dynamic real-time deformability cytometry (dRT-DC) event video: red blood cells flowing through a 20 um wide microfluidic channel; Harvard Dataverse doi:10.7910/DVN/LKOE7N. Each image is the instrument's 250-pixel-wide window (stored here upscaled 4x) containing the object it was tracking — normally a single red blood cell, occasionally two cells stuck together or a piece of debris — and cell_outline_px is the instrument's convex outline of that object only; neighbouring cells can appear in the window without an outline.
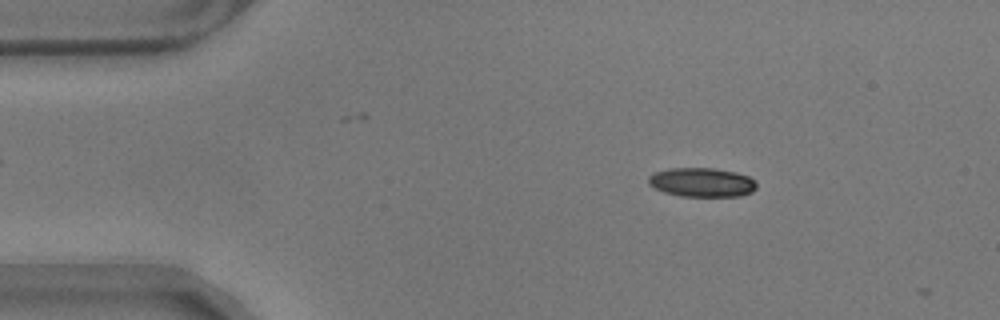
{"species": "common noctule bat (a hibernating species)", "species_latin": "Nyctalus noctula", "temperature_condition": "warm", "stored_images_in_passage": 6, "camera_frame_rate_fps": 3000, "um_per_image_px": 0.085, "animal": {"sex": "male", "body_mass_g": 17.9}, "frame": {"image": 1, "passage_image": 1, "time_ms": 0.0, "image_size_px": [1000, 320], "cell_outline_px": [[756, 188], [752, 192], [740, 196], [680, 196], [664, 192], [648, 184], [648, 176], [652, 172], [668, 168], [712, 168], [736, 172], [748, 176], [756, 180]], "centroid_in_image_um": [59.64, 15.49], "position_along_channel_um": 25.4, "area_um2": 18.5}}